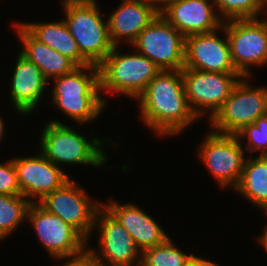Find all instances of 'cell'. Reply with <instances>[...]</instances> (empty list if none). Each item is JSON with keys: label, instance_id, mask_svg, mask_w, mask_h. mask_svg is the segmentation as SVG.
<instances>
[{"label": "cell", "instance_id": "6da1fadb", "mask_svg": "<svg viewBox=\"0 0 267 266\" xmlns=\"http://www.w3.org/2000/svg\"><path fill=\"white\" fill-rule=\"evenodd\" d=\"M136 100L140 119L158 137L180 135L199 120L187 102L182 70H161Z\"/></svg>", "mask_w": 267, "mask_h": 266}, {"label": "cell", "instance_id": "7a4b0ae2", "mask_svg": "<svg viewBox=\"0 0 267 266\" xmlns=\"http://www.w3.org/2000/svg\"><path fill=\"white\" fill-rule=\"evenodd\" d=\"M52 105L78 124H88L100 117L107 99L100 94V69L97 65L78 66L72 72L49 81Z\"/></svg>", "mask_w": 267, "mask_h": 266}, {"label": "cell", "instance_id": "3957f363", "mask_svg": "<svg viewBox=\"0 0 267 266\" xmlns=\"http://www.w3.org/2000/svg\"><path fill=\"white\" fill-rule=\"evenodd\" d=\"M40 136V152L56 166L78 164L101 167L108 161L105 149L112 141L110 138L108 142L106 137L103 140L96 137L87 139L58 119L46 123Z\"/></svg>", "mask_w": 267, "mask_h": 266}, {"label": "cell", "instance_id": "277c9868", "mask_svg": "<svg viewBox=\"0 0 267 266\" xmlns=\"http://www.w3.org/2000/svg\"><path fill=\"white\" fill-rule=\"evenodd\" d=\"M64 22L78 44L81 55L99 66L114 45L109 36L108 20L102 18L97 0H63Z\"/></svg>", "mask_w": 267, "mask_h": 266}, {"label": "cell", "instance_id": "5b68a950", "mask_svg": "<svg viewBox=\"0 0 267 266\" xmlns=\"http://www.w3.org/2000/svg\"><path fill=\"white\" fill-rule=\"evenodd\" d=\"M118 48L114 46L99 65L101 94L119 93L137 99L161 70L136 50L122 54Z\"/></svg>", "mask_w": 267, "mask_h": 266}, {"label": "cell", "instance_id": "8992f818", "mask_svg": "<svg viewBox=\"0 0 267 266\" xmlns=\"http://www.w3.org/2000/svg\"><path fill=\"white\" fill-rule=\"evenodd\" d=\"M249 80L251 77L240 78L222 107L208 121L213 132L235 135L266 114V86H252Z\"/></svg>", "mask_w": 267, "mask_h": 266}, {"label": "cell", "instance_id": "52a82bcc", "mask_svg": "<svg viewBox=\"0 0 267 266\" xmlns=\"http://www.w3.org/2000/svg\"><path fill=\"white\" fill-rule=\"evenodd\" d=\"M26 220L51 258L71 260L87 253L88 241L74 227L39 203H30Z\"/></svg>", "mask_w": 267, "mask_h": 266}, {"label": "cell", "instance_id": "ba28073f", "mask_svg": "<svg viewBox=\"0 0 267 266\" xmlns=\"http://www.w3.org/2000/svg\"><path fill=\"white\" fill-rule=\"evenodd\" d=\"M264 17L262 20H229L222 24L226 31L232 63L242 77H250L252 67L267 64L266 13Z\"/></svg>", "mask_w": 267, "mask_h": 266}, {"label": "cell", "instance_id": "9c48e42d", "mask_svg": "<svg viewBox=\"0 0 267 266\" xmlns=\"http://www.w3.org/2000/svg\"><path fill=\"white\" fill-rule=\"evenodd\" d=\"M204 139L198 147L199 161L207 167L219 187L233 190L241 178L245 156L248 157L246 150L236 135L211 130Z\"/></svg>", "mask_w": 267, "mask_h": 266}, {"label": "cell", "instance_id": "30bf717a", "mask_svg": "<svg viewBox=\"0 0 267 266\" xmlns=\"http://www.w3.org/2000/svg\"><path fill=\"white\" fill-rule=\"evenodd\" d=\"M88 196L86 190L70 178L60 188L47 194L39 204L74 227L89 243L97 212L103 203L92 201Z\"/></svg>", "mask_w": 267, "mask_h": 266}, {"label": "cell", "instance_id": "8fae6325", "mask_svg": "<svg viewBox=\"0 0 267 266\" xmlns=\"http://www.w3.org/2000/svg\"><path fill=\"white\" fill-rule=\"evenodd\" d=\"M187 102L197 118L209 120L222 107L235 84L242 78L239 73H219L182 69Z\"/></svg>", "mask_w": 267, "mask_h": 266}, {"label": "cell", "instance_id": "7c38bea8", "mask_svg": "<svg viewBox=\"0 0 267 266\" xmlns=\"http://www.w3.org/2000/svg\"><path fill=\"white\" fill-rule=\"evenodd\" d=\"M160 70H182L185 63V37L160 13L131 44Z\"/></svg>", "mask_w": 267, "mask_h": 266}, {"label": "cell", "instance_id": "4fadbf2b", "mask_svg": "<svg viewBox=\"0 0 267 266\" xmlns=\"http://www.w3.org/2000/svg\"><path fill=\"white\" fill-rule=\"evenodd\" d=\"M94 230L98 231L99 247L96 250L88 244L87 253L96 261L111 266H140L142 252L104 206L97 212Z\"/></svg>", "mask_w": 267, "mask_h": 266}, {"label": "cell", "instance_id": "5bb4252c", "mask_svg": "<svg viewBox=\"0 0 267 266\" xmlns=\"http://www.w3.org/2000/svg\"><path fill=\"white\" fill-rule=\"evenodd\" d=\"M36 154L13 158L21 194L29 203H39L71 178L41 152Z\"/></svg>", "mask_w": 267, "mask_h": 266}, {"label": "cell", "instance_id": "9a60e30c", "mask_svg": "<svg viewBox=\"0 0 267 266\" xmlns=\"http://www.w3.org/2000/svg\"><path fill=\"white\" fill-rule=\"evenodd\" d=\"M222 31L225 36L220 37ZM185 68L206 72L238 73L232 63L226 31L220 29L185 37Z\"/></svg>", "mask_w": 267, "mask_h": 266}, {"label": "cell", "instance_id": "2e32d148", "mask_svg": "<svg viewBox=\"0 0 267 266\" xmlns=\"http://www.w3.org/2000/svg\"><path fill=\"white\" fill-rule=\"evenodd\" d=\"M160 15L184 37L213 32L223 24L212 0H175Z\"/></svg>", "mask_w": 267, "mask_h": 266}, {"label": "cell", "instance_id": "e0dca14e", "mask_svg": "<svg viewBox=\"0 0 267 266\" xmlns=\"http://www.w3.org/2000/svg\"><path fill=\"white\" fill-rule=\"evenodd\" d=\"M11 76L10 100L19 115L33 114L44 98L49 81L40 68L18 53ZM32 112V113H31Z\"/></svg>", "mask_w": 267, "mask_h": 266}, {"label": "cell", "instance_id": "ac0fdd59", "mask_svg": "<svg viewBox=\"0 0 267 266\" xmlns=\"http://www.w3.org/2000/svg\"><path fill=\"white\" fill-rule=\"evenodd\" d=\"M112 199L111 197L107 203L103 202V206L129 232L141 252L164 243L170 237L140 206L132 202L119 204Z\"/></svg>", "mask_w": 267, "mask_h": 266}, {"label": "cell", "instance_id": "d6986e66", "mask_svg": "<svg viewBox=\"0 0 267 266\" xmlns=\"http://www.w3.org/2000/svg\"><path fill=\"white\" fill-rule=\"evenodd\" d=\"M158 14L145 0H122L107 18L112 44L120 46L126 40L131 45Z\"/></svg>", "mask_w": 267, "mask_h": 266}, {"label": "cell", "instance_id": "ffe728a7", "mask_svg": "<svg viewBox=\"0 0 267 266\" xmlns=\"http://www.w3.org/2000/svg\"><path fill=\"white\" fill-rule=\"evenodd\" d=\"M14 30L22 43L19 51L29 61L35 63L50 81L55 77L72 72L78 67L71 59L36 39L21 22H13Z\"/></svg>", "mask_w": 267, "mask_h": 266}, {"label": "cell", "instance_id": "44dd1931", "mask_svg": "<svg viewBox=\"0 0 267 266\" xmlns=\"http://www.w3.org/2000/svg\"><path fill=\"white\" fill-rule=\"evenodd\" d=\"M21 24L40 42L71 59L77 66L90 63L81 55L77 42L70 34L64 20L51 22H21Z\"/></svg>", "mask_w": 267, "mask_h": 266}, {"label": "cell", "instance_id": "7402d4cb", "mask_svg": "<svg viewBox=\"0 0 267 266\" xmlns=\"http://www.w3.org/2000/svg\"><path fill=\"white\" fill-rule=\"evenodd\" d=\"M235 191L256 208L267 202V156L249 155Z\"/></svg>", "mask_w": 267, "mask_h": 266}, {"label": "cell", "instance_id": "603a6c76", "mask_svg": "<svg viewBox=\"0 0 267 266\" xmlns=\"http://www.w3.org/2000/svg\"><path fill=\"white\" fill-rule=\"evenodd\" d=\"M30 203L20 195L0 194V242L14 232L18 226L27 221Z\"/></svg>", "mask_w": 267, "mask_h": 266}, {"label": "cell", "instance_id": "cb8c5ba5", "mask_svg": "<svg viewBox=\"0 0 267 266\" xmlns=\"http://www.w3.org/2000/svg\"><path fill=\"white\" fill-rule=\"evenodd\" d=\"M171 239L143 251L140 266H185L194 255L183 252Z\"/></svg>", "mask_w": 267, "mask_h": 266}, {"label": "cell", "instance_id": "d4e9b609", "mask_svg": "<svg viewBox=\"0 0 267 266\" xmlns=\"http://www.w3.org/2000/svg\"><path fill=\"white\" fill-rule=\"evenodd\" d=\"M223 21L261 18L267 12V0H212Z\"/></svg>", "mask_w": 267, "mask_h": 266}, {"label": "cell", "instance_id": "484cf974", "mask_svg": "<svg viewBox=\"0 0 267 266\" xmlns=\"http://www.w3.org/2000/svg\"><path fill=\"white\" fill-rule=\"evenodd\" d=\"M248 153L260 151L259 156H267V114L258 117L254 123L244 126L235 134Z\"/></svg>", "mask_w": 267, "mask_h": 266}, {"label": "cell", "instance_id": "4316f807", "mask_svg": "<svg viewBox=\"0 0 267 266\" xmlns=\"http://www.w3.org/2000/svg\"><path fill=\"white\" fill-rule=\"evenodd\" d=\"M0 194L20 195L21 189L18 184L17 170L12 159L0 163Z\"/></svg>", "mask_w": 267, "mask_h": 266}, {"label": "cell", "instance_id": "83f0119b", "mask_svg": "<svg viewBox=\"0 0 267 266\" xmlns=\"http://www.w3.org/2000/svg\"><path fill=\"white\" fill-rule=\"evenodd\" d=\"M185 266H220L218 263L200 256H193Z\"/></svg>", "mask_w": 267, "mask_h": 266}, {"label": "cell", "instance_id": "f1b7e54d", "mask_svg": "<svg viewBox=\"0 0 267 266\" xmlns=\"http://www.w3.org/2000/svg\"><path fill=\"white\" fill-rule=\"evenodd\" d=\"M151 6H153L159 13L170 3L175 0H145Z\"/></svg>", "mask_w": 267, "mask_h": 266}, {"label": "cell", "instance_id": "f546056e", "mask_svg": "<svg viewBox=\"0 0 267 266\" xmlns=\"http://www.w3.org/2000/svg\"><path fill=\"white\" fill-rule=\"evenodd\" d=\"M84 266H111L96 261L91 255L86 253L84 255Z\"/></svg>", "mask_w": 267, "mask_h": 266}, {"label": "cell", "instance_id": "4dcf8cb0", "mask_svg": "<svg viewBox=\"0 0 267 266\" xmlns=\"http://www.w3.org/2000/svg\"><path fill=\"white\" fill-rule=\"evenodd\" d=\"M59 266H84V255L77 259L67 260L64 264L61 262Z\"/></svg>", "mask_w": 267, "mask_h": 266}, {"label": "cell", "instance_id": "1f68e13d", "mask_svg": "<svg viewBox=\"0 0 267 266\" xmlns=\"http://www.w3.org/2000/svg\"><path fill=\"white\" fill-rule=\"evenodd\" d=\"M263 233L260 236H257L258 238V242L260 243L261 246H263L262 248L265 249V251H267V229H263Z\"/></svg>", "mask_w": 267, "mask_h": 266}, {"label": "cell", "instance_id": "d6a6232c", "mask_svg": "<svg viewBox=\"0 0 267 266\" xmlns=\"http://www.w3.org/2000/svg\"><path fill=\"white\" fill-rule=\"evenodd\" d=\"M5 132V122L0 115V141H2V137Z\"/></svg>", "mask_w": 267, "mask_h": 266}, {"label": "cell", "instance_id": "836d02e7", "mask_svg": "<svg viewBox=\"0 0 267 266\" xmlns=\"http://www.w3.org/2000/svg\"><path fill=\"white\" fill-rule=\"evenodd\" d=\"M260 210H262L266 215H267V202L264 203L260 208H258ZM265 229H267V224L264 227Z\"/></svg>", "mask_w": 267, "mask_h": 266}, {"label": "cell", "instance_id": "e575fe53", "mask_svg": "<svg viewBox=\"0 0 267 266\" xmlns=\"http://www.w3.org/2000/svg\"><path fill=\"white\" fill-rule=\"evenodd\" d=\"M265 105H266V114H267V86H266V103H265Z\"/></svg>", "mask_w": 267, "mask_h": 266}]
</instances>
